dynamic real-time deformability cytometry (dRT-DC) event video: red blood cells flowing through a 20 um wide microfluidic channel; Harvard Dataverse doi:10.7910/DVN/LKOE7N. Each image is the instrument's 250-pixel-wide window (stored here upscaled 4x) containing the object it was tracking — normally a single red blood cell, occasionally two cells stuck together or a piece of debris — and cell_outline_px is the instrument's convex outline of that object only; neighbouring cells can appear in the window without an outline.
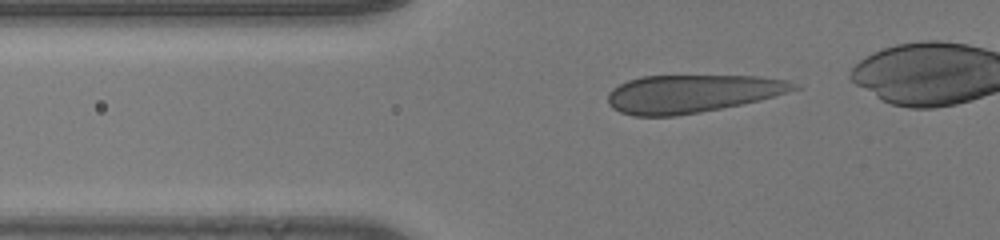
{"species": "human", "species_latin": "Homo sapiens", "temperature_condition": "room temperature", "stored_images_in_passage": 41, "camera_frame_rate_fps": 3000, "um_per_image_px": 0.085, "donor": {"sex": "male"}, "frame": {"image": 1, "passage_image": 12, "time_ms": 3.667, "image_size_px": [1000, 240], "cell_outline_px": [[804, 88], [760, 100], [700, 112], [676, 116], [632, 116], [620, 112], [612, 108], [608, 104], [608, 92], [612, 88], [628, 80], [640, 76], [760, 76], [792, 80]], "centroid_in_image_um": [58.85, 7.95], "position_along_channel_um": 66.9, "area_um2": 41.5}}
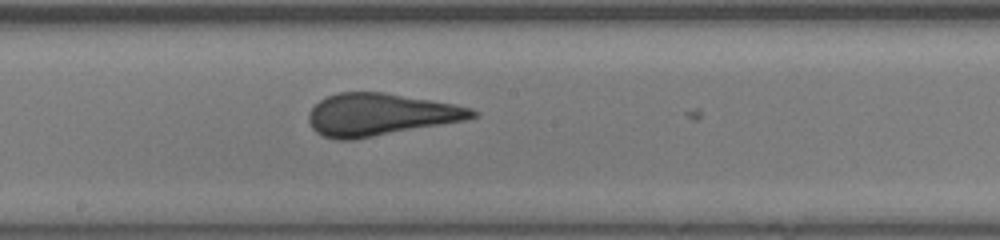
{"frame": {"image": 2, "passage_image": 24, "time_ms": 7.667, "image_size_px": [1000, 240], "cell_outline_px": [[480, 116], [464, 120], [352, 140], [336, 140], [324, 136], [316, 132], [312, 128], [308, 120], [308, 112], [320, 100], [328, 96], [340, 92], [384, 92], [456, 104], [472, 108], [480, 112]], "centroid_in_image_um": [32.33, 9.73], "position_along_channel_um": 215.9, "area_um2": 40.23}}
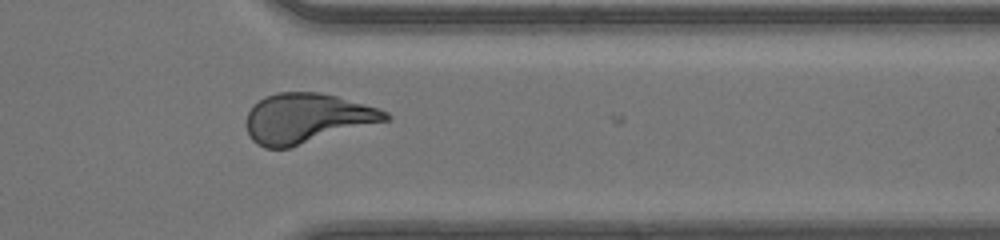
{"frame": {"image": 3, "passage_image": 36, "time_ms": 11.667, "image_size_px": [1000, 240], "cell_outline_px": [[392, 120], [288, 148], [264, 148], [256, 144], [252, 140], [248, 132], [248, 112], [260, 100], [276, 92], [320, 92], [336, 96], [376, 108], [388, 112], [392, 116]], "centroid_in_image_um": [26.13, 10.07], "position_along_channel_um": 385.3, "area_um2": 40.11}}